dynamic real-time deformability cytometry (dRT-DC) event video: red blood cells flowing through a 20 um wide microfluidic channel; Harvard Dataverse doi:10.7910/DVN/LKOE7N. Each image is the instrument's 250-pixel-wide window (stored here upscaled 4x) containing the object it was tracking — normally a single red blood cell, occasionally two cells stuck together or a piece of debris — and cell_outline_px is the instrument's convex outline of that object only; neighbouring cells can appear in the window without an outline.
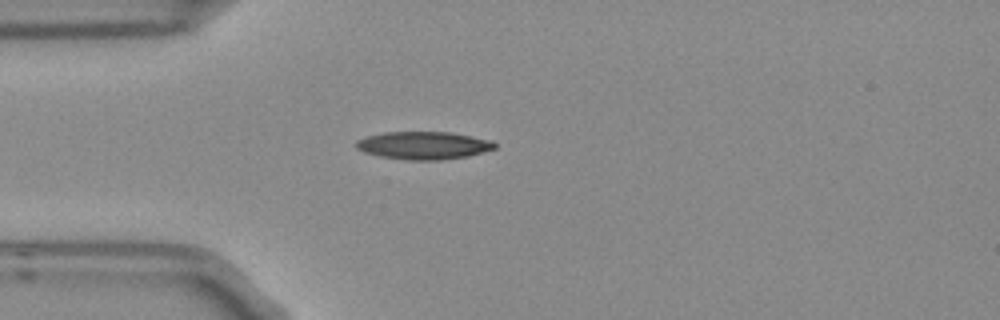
{"species": "Egyptian fruit bat (a non-hibernating species)", "species_latin": "Rousettus aegyptiacus", "temperature_condition": "room temperature", "stored_images_in_passage": 1, "camera_frame_rate_fps": 3000, "um_per_image_px": 0.085, "frame": {"image": 1, "passage_image": 1, "time_ms": 0.0, "image_size_px": [1000, 320], "cell_outline_px": [[496, 148], [468, 156], [440, 160], [408, 160], [380, 156], [364, 152], [356, 148], [356, 140], [368, 136], [384, 132], [452, 132], [492, 140], [496, 144]], "centroid_in_image_um": [36.02, 12.36], "position_along_channel_um": 49.0, "area_um2": 22.43}}